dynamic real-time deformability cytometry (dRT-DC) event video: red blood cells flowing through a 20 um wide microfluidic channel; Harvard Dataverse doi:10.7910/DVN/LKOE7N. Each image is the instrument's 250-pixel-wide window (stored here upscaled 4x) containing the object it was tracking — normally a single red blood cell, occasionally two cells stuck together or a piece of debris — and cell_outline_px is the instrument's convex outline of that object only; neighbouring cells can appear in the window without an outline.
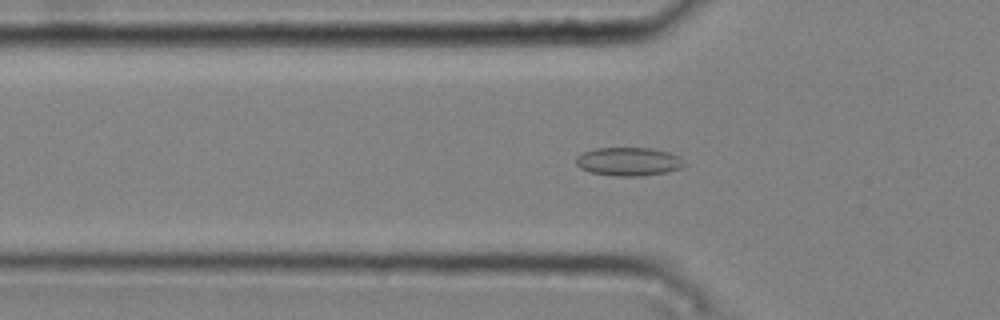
{"species": "common noctule bat (a hibernating species)", "species_latin": "Nyctalus noctula", "temperature_condition": "cold", "stored_images_in_passage": 49, "camera_frame_rate_fps": 3000, "um_per_image_px": 0.085, "animal": {"sex": "male", "body_mass_g": 20.4}, "frame": {"image": 1, "passage_image": 17, "time_ms": 5.333, "image_size_px": [1000, 320], "cell_outline_px": [[688, 164], [680, 168], [668, 172], [640, 176], [616, 176], [592, 172], [580, 168], [576, 164], [576, 156], [584, 152], [596, 148], [652, 148], [668, 152], [684, 160]], "centroid_in_image_um": [53.45, 13.73], "position_along_channel_um": 72.4, "area_um2": 17.92}}
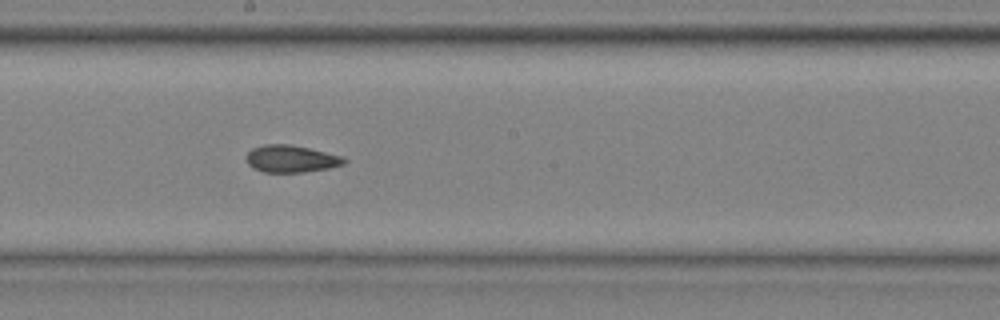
{"frame": {"image": 2, "passage_image": 29, "time_ms": 9.333, "image_size_px": [1000, 320], "cell_outline_px": [[348, 160], [344, 164], [328, 168], [304, 172], [264, 172], [252, 168], [248, 164], [244, 156], [252, 148], [264, 144], [288, 144], [308, 148], [344, 156]], "centroid_in_image_um": [24.73, 13.5], "position_along_channel_um": 223.5, "area_um2": 15.61}}
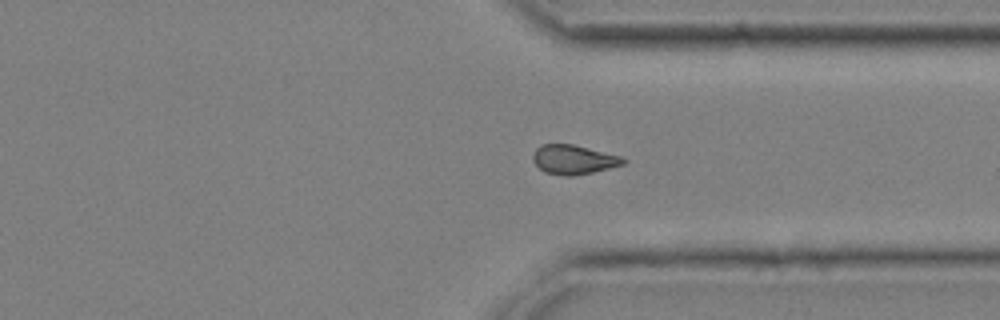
{"frame": {"image": 3, "passage_image": 40, "time_ms": 13.0, "image_size_px": [1000, 320], "cell_outline_px": [[628, 160], [624, 164], [592, 172], [572, 176], [564, 176], [544, 172], [532, 160], [532, 156], [536, 148], [540, 144], [572, 144], [624, 156]], "centroid_in_image_um": [48.77, 13.55], "position_along_channel_um": 362.6, "area_um2": 15.55}, "authors_computed_cell_mechanics": {"area_um2": 15.8372, "velocity_mm_per_s": 3.7716, "shape_relaxation_time_tau1_ms": null, "shape_relaxation_time_tau2_ms": 2.7056, "deformation_change_tau1": null, "deformation_change_tau2": 0.0928}}